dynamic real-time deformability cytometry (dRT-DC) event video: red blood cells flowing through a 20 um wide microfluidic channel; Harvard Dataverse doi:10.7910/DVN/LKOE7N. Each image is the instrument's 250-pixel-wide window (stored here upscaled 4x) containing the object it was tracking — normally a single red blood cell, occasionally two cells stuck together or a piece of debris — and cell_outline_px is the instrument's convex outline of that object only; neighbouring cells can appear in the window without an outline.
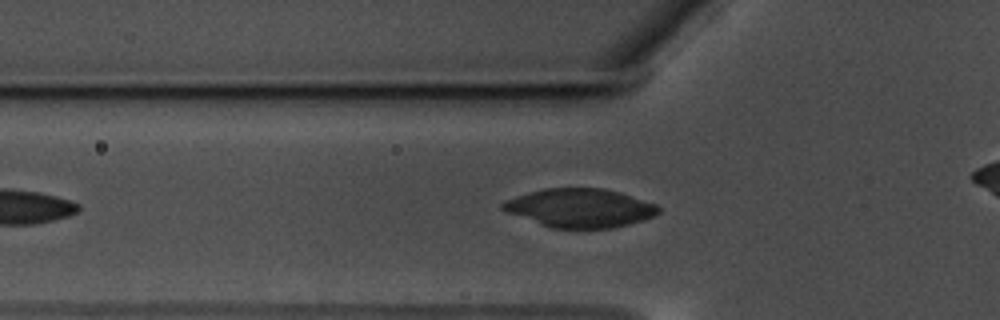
{"species": "common noctule bat (a hibernating species)", "species_latin": "Nyctalus noctula", "temperature_condition": "warm", "stored_images_in_passage": 45, "camera_frame_rate_fps": 3000, "um_per_image_px": 0.085, "animal": {"sex": "male", "body_mass_g": 17.5, "forearm_length_mm": 52.3}, "frame": {"image": 1, "passage_image": 10, "time_ms": 3.0, "image_size_px": [1000, 320], "cell_outline_px": [[660, 212], [652, 216], [628, 224], [612, 228], [552, 228], [504, 212], [500, 208], [500, 204], [504, 200], [528, 192], [544, 188], [604, 188], [620, 192], [656, 204], [660, 208]], "centroid_in_image_um": [49.24, 17.67], "position_along_channel_um": 76.6, "area_um2": 35.14}}
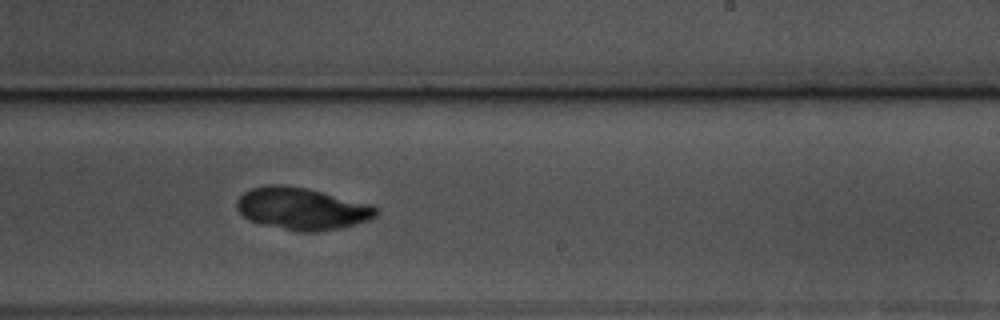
{"frame": {"image": 2, "passage_image": 26, "time_ms": 8.333, "image_size_px": [1000, 320], "cell_outline_px": [[380, 212], [376, 216], [368, 220], [344, 228], [316, 232], [296, 232], [248, 220], [236, 208], [236, 200], [244, 192], [252, 188], [264, 184], [288, 184], [308, 188], [372, 204]], "centroid_in_image_um": [25.68, 17.73], "position_along_channel_um": 263.3, "area_um2": 34.74}}
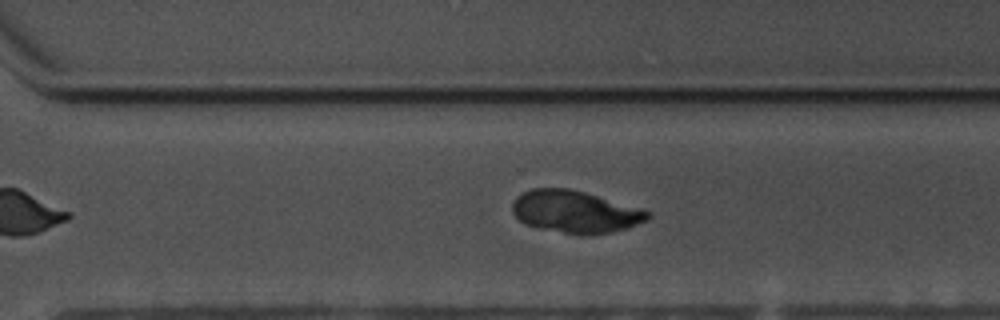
{"frame": {"image": 3, "passage_image": 31, "time_ms": 10.0, "image_size_px": [1000, 320], "cell_outline_px": [[652, 216], [648, 220], [628, 228], [612, 232], [592, 236], [580, 236], [536, 228], [524, 224], [512, 212], [512, 200], [516, 196], [532, 188], [568, 188], [584, 192], [652, 212]], "centroid_in_image_um": [48.87, 18.03], "position_along_channel_um": 321.7, "area_um2": 33.76}}